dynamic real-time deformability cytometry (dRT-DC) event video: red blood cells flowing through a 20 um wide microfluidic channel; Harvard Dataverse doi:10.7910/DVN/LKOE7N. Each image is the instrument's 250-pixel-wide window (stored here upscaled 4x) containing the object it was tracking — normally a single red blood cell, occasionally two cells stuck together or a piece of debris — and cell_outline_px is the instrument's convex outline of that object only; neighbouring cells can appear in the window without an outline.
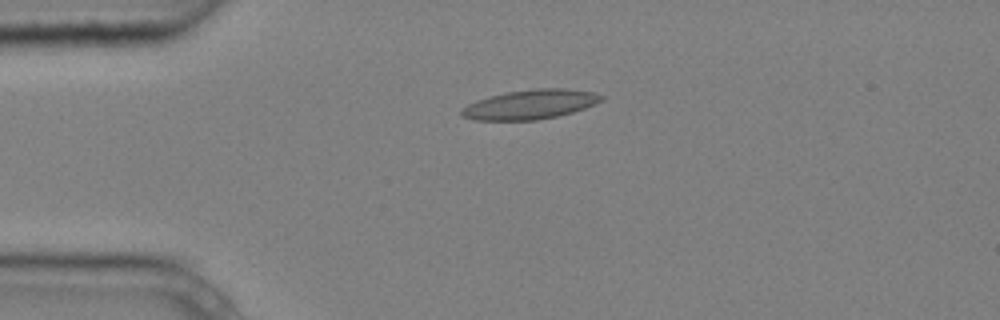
{"species": "common noctule bat (a hibernating species)", "species_latin": "Nyctalus noctula", "temperature_condition": "cold", "stored_images_in_passage": 5, "camera_frame_rate_fps": 3000, "um_per_image_px": 0.085, "animal": {"sex": "male", "body_mass_g": 20.4}, "frame": {"image": 1, "passage_image": 3, "time_ms": 0.667, "image_size_px": [1000, 320], "cell_outline_px": [[604, 100], [584, 108], [572, 112], [556, 116], [536, 120], [472, 120], [460, 116], [460, 112], [468, 104], [476, 100], [504, 92], [536, 88], [568, 88], [592, 92], [604, 96]], "centroid_in_image_um": [45.05, 8.87], "position_along_channel_um": 39.9, "area_um2": 24.04}}
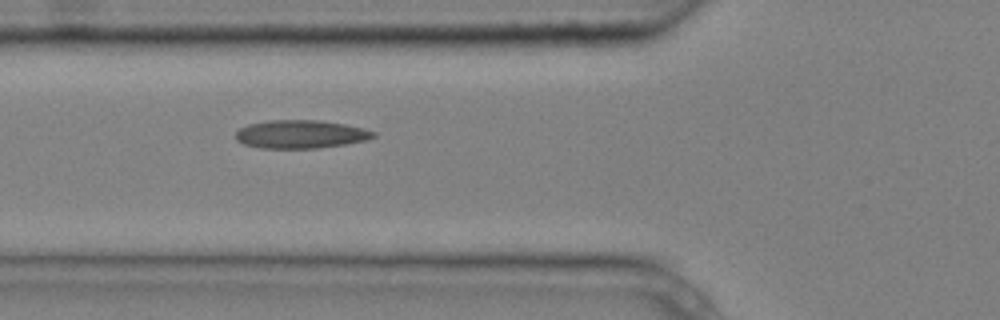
{"frame": {"image": 2, "passage_image": 5, "time_ms": 1.333, "image_size_px": [1000, 320], "cell_outline_px": [[376, 136], [364, 140], [344, 144], [316, 148], [260, 148], [244, 144], [236, 140], [236, 132], [240, 128], [248, 124], [268, 120], [320, 120], [344, 124], [364, 128], [376, 132]], "centroid_in_image_um": [25.53, 11.4], "position_along_channel_um": 100.3, "area_um2": 22.6}}